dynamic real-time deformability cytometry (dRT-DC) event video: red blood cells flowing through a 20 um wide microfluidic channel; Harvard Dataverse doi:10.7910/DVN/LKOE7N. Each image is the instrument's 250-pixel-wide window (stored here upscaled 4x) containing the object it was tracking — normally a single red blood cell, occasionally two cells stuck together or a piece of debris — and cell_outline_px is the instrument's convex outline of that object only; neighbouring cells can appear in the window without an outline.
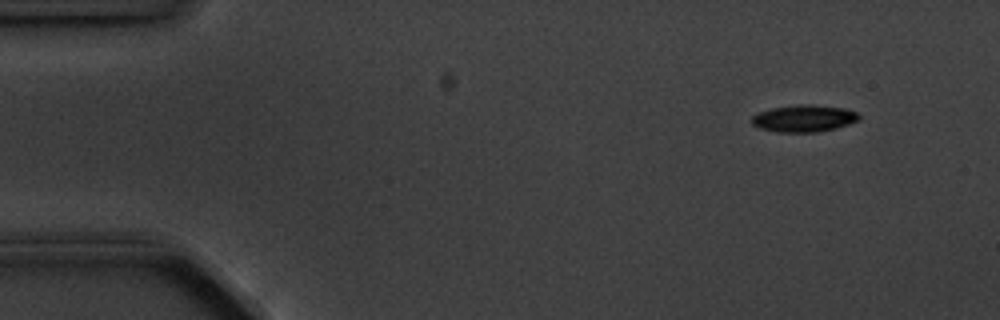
{"species": "common noctule bat (a hibernating species)", "species_latin": "Nyctalus noctula", "temperature_condition": "cold", "stored_images_in_passage": 4, "camera_frame_rate_fps": 3000, "um_per_image_px": 0.085, "animal": {"sex": "male", "body_mass_g": 20.1, "forearm_length_mm": 53.5}, "frame": {"image": 1, "passage_image": 1, "time_ms": 0.0, "image_size_px": [1000, 320], "cell_outline_px": [[860, 116], [856, 120], [848, 124], [836, 128], [816, 132], [776, 132], [760, 128], [752, 124], [752, 116], [756, 112], [772, 108], [800, 104], [808, 104], [844, 108], [856, 112]], "centroid_in_image_um": [68.29, 10.06], "position_along_channel_um": 16.7, "area_um2": 16.76}}
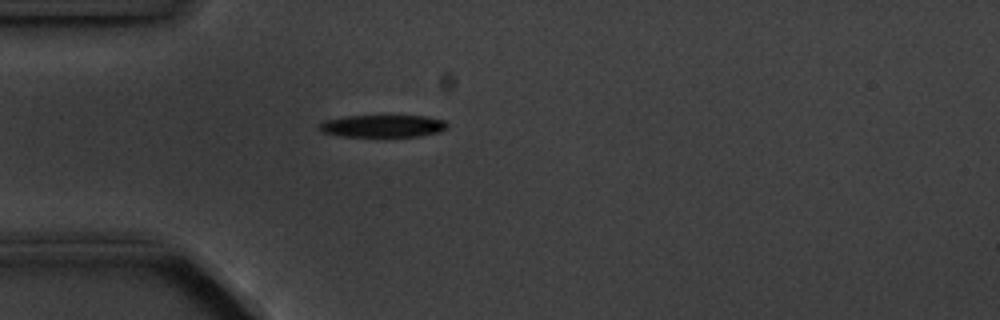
{"frame": {"image": 2, "passage_image": 4, "time_ms": 3.333, "image_size_px": [1000, 320], "cell_outline_px": [[448, 128], [436, 132], [420, 136], [384, 140], [340, 136], [320, 132], [316, 128], [324, 120], [344, 116], [424, 116], [444, 120], [448, 124]], "centroid_in_image_um": [32.47, 10.77], "position_along_channel_um": 52.5, "area_um2": 17.8}}